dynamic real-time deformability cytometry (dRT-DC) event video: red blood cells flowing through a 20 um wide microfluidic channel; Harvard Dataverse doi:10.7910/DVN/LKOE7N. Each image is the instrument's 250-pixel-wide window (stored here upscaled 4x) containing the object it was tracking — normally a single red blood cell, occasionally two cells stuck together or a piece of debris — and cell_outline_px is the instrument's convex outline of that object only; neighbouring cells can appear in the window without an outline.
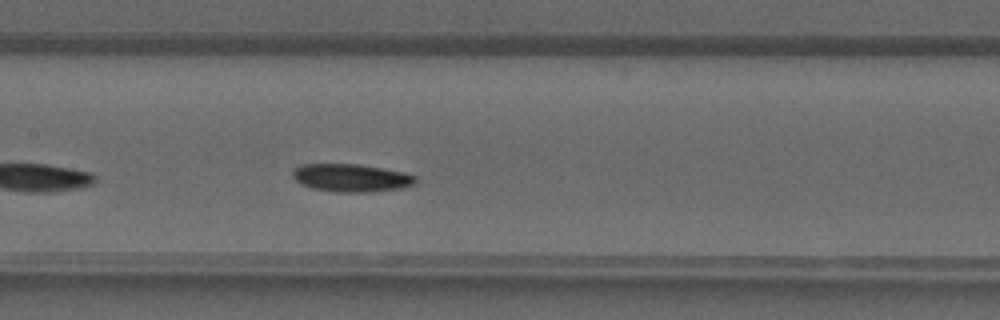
{"species": "common noctule bat (a hibernating species)", "species_latin": "Nyctalus noctula", "temperature_condition": "warm", "stored_images_in_passage": 36, "camera_frame_rate_fps": 3000, "um_per_image_px": 0.085, "animal": {"sex": "male", "forearm_length_mm": 52.5}, "frame": {"image": 1, "passage_image": 16, "time_ms": 5.0, "image_size_px": [1000, 320], "cell_outline_px": [[416, 180], [412, 184], [404, 188], [368, 192], [336, 192], [312, 188], [300, 184], [292, 176], [292, 168], [300, 164], [360, 164], [404, 172], [416, 176]], "centroid_in_image_um": [29.81, 15.11], "position_along_channel_um": 177.6, "area_um2": 20.11}}
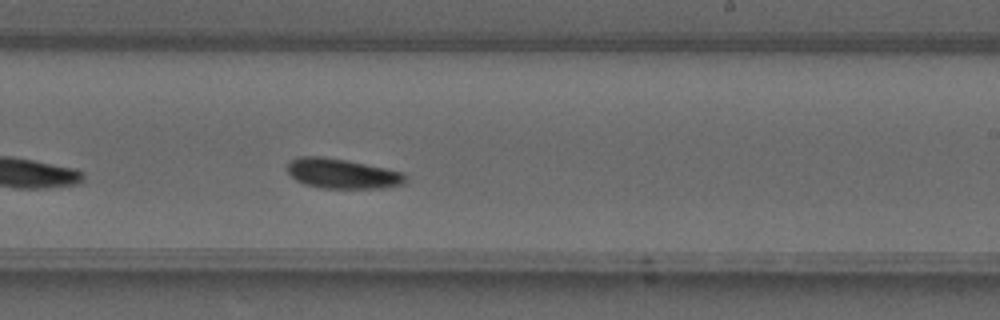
{"frame": {"image": 2, "passage_image": 21, "time_ms": 6.667, "image_size_px": [1000, 320], "cell_outline_px": [[408, 180], [404, 184], [384, 188], [320, 188], [304, 184], [296, 180], [288, 172], [288, 164], [292, 160], [300, 156], [320, 156], [344, 160], [404, 172]], "centroid_in_image_um": [29.12, 14.77], "position_along_channel_um": 259.9, "area_um2": 20.46}}
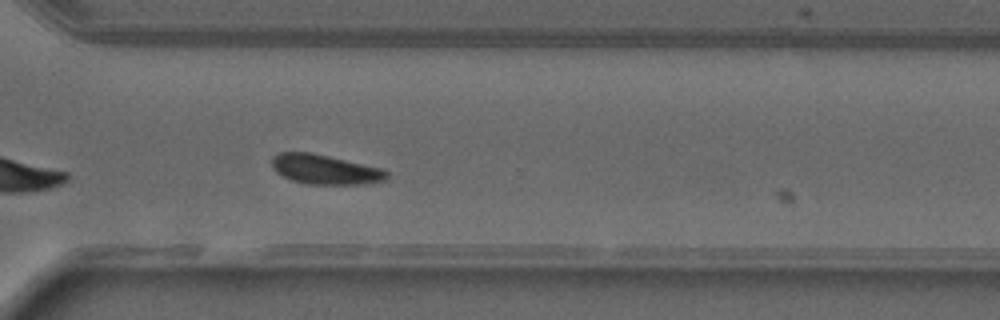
{"frame": {"image": 3, "passage_image": 26, "time_ms": 8.333, "image_size_px": [1000, 320], "cell_outline_px": [[388, 176], [384, 180], [364, 184], [304, 184], [292, 180], [276, 172], [272, 168], [272, 156], [280, 152], [308, 152], [328, 156], [384, 168], [388, 172]], "centroid_in_image_um": [27.63, 14.4], "position_along_channel_um": 343.0, "area_um2": 19.88}}